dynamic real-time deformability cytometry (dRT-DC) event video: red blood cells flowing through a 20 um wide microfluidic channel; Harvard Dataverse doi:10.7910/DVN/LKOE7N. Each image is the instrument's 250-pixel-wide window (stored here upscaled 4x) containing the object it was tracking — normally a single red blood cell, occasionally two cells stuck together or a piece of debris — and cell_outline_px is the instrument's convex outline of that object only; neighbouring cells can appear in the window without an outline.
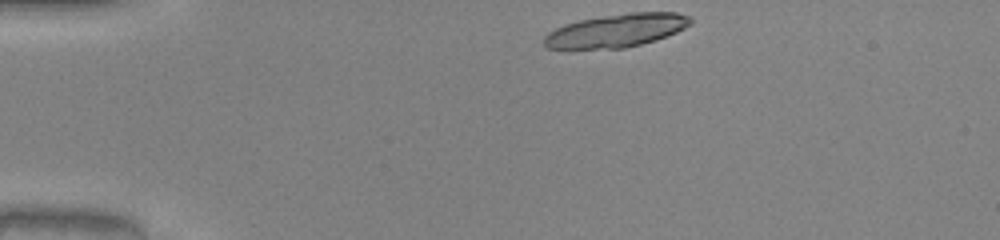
{"species": "common noctule bat (a hibernating species)", "species_latin": "Nyctalus noctula", "temperature_condition": "warm", "stored_images_in_passage": 9, "camera_frame_rate_fps": 3000, "um_per_image_px": 0.085, "animal": {"sex": "male", "body_mass_g": 20.0, "forearm_length_mm": 53.3}, "frame": {"image": 1, "passage_image": 1, "time_ms": 0.0, "image_size_px": [1000, 240], "cell_outline_px": [[692, 24], [676, 32], [656, 40], [624, 48], [568, 52], [548, 48], [544, 44], [544, 36], [548, 32], [564, 24], [580, 20], [628, 12], [676, 12], [692, 16]], "centroid_in_image_um": [52.32, 2.64], "position_along_channel_um": 32.7, "area_um2": 29.3}}